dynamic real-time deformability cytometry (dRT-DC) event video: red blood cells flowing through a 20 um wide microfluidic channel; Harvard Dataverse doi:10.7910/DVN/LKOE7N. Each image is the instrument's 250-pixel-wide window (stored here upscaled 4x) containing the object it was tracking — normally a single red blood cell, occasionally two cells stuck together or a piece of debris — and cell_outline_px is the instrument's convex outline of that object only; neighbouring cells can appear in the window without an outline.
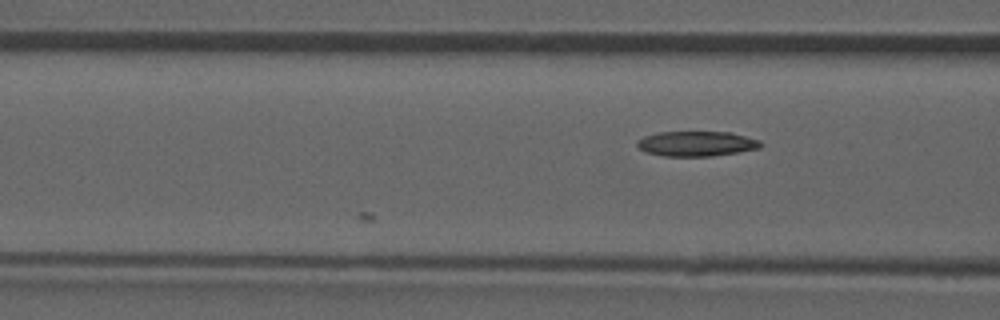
{"species": "common noctule bat (a hibernating species)", "species_latin": "Nyctalus noctula", "temperature_condition": "room temperature", "stored_images_in_passage": 4, "camera_frame_rate_fps": 3000, "um_per_image_px": 0.085, "animal": {"sex": "male", "forearm_length_mm": 52.5}, "frame": {"image": 1, "passage_image": 4, "time_ms": 1.0, "image_size_px": [1000, 320], "cell_outline_px": [[764, 144], [760, 148], [712, 156], [664, 156], [644, 152], [636, 144], [636, 140], [644, 136], [656, 132], [732, 132], [760, 140]], "centroid_in_image_um": [59.19, 12.21], "position_along_channel_um": 107.4, "area_um2": 18.15}}